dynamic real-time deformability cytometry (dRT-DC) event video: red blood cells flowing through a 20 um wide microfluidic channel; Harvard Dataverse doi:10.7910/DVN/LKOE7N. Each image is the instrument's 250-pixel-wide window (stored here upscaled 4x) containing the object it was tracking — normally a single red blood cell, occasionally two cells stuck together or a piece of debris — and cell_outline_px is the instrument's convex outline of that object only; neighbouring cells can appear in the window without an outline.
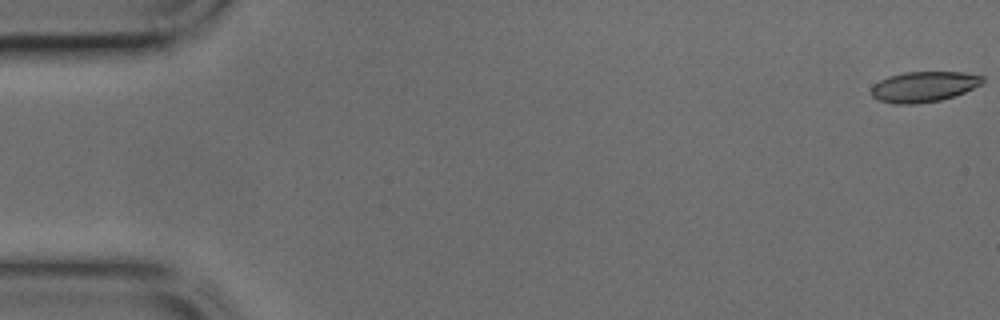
{"species": "common noctule bat (a hibernating species)", "species_latin": "Nyctalus noctula", "temperature_condition": "cold", "stored_images_in_passage": 45, "camera_frame_rate_fps": 3000, "um_per_image_px": 0.085, "animal": {"sex": "male", "body_mass_g": 17.9, "forearm_length_mm": 54.2}, "frame": {"image": 1, "passage_image": 1, "time_ms": 0.0, "image_size_px": [1000, 320], "cell_outline_px": [[984, 84], [964, 92], [940, 100], [916, 104], [896, 104], [880, 100], [872, 96], [868, 92], [872, 84], [888, 76], [904, 72], [964, 72], [984, 76]], "centroid_in_image_um": [78.5, 7.36], "position_along_channel_um": 6.5, "area_um2": 20.0}}
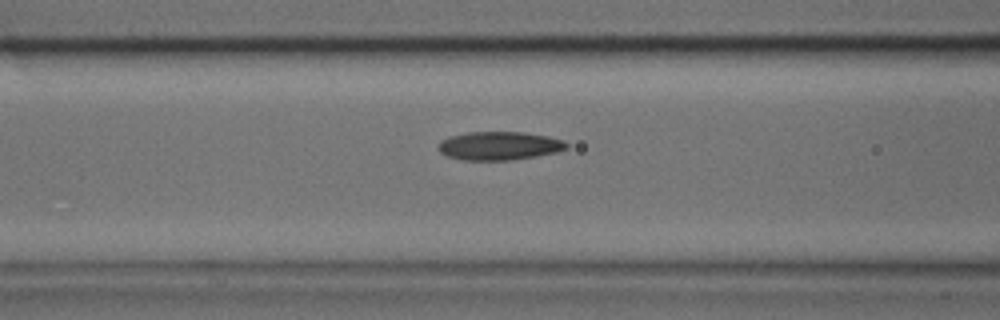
{"frame": {"image": 2, "passage_image": 18, "time_ms": 5.667, "image_size_px": [1000, 320], "cell_outline_px": [[568, 148], [556, 152], [536, 156], [512, 160], [460, 160], [448, 156], [440, 152], [440, 140], [448, 136], [468, 132], [524, 132], [548, 136], [564, 140], [568, 144]], "centroid_in_image_um": [42.45, 12.39], "position_along_channel_um": 124.2, "area_um2": 21.33}}
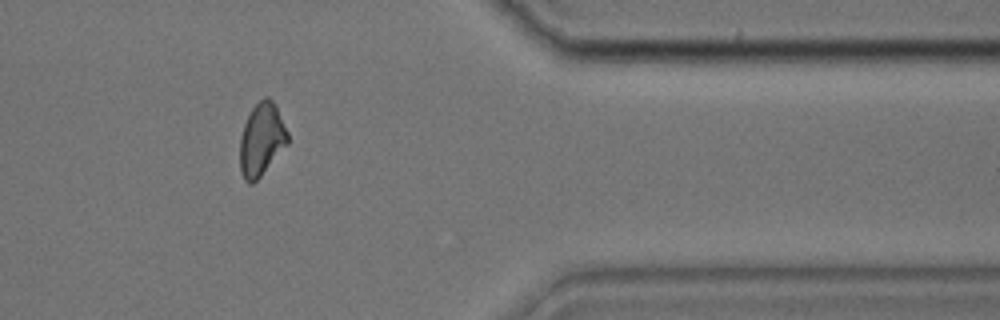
{"frame": {"image": 3, "passage_image": 37, "time_ms": 12.0, "image_size_px": [1000, 320], "cell_outline_px": [[288, 144], [260, 176], [252, 184], [248, 184], [244, 180], [240, 172], [240, 136], [244, 124], [252, 108], [264, 96], [268, 96], [276, 104], [288, 132]], "centroid_in_image_um": [22.23, 11.85], "position_along_channel_um": 389.2, "area_um2": 20.35}}